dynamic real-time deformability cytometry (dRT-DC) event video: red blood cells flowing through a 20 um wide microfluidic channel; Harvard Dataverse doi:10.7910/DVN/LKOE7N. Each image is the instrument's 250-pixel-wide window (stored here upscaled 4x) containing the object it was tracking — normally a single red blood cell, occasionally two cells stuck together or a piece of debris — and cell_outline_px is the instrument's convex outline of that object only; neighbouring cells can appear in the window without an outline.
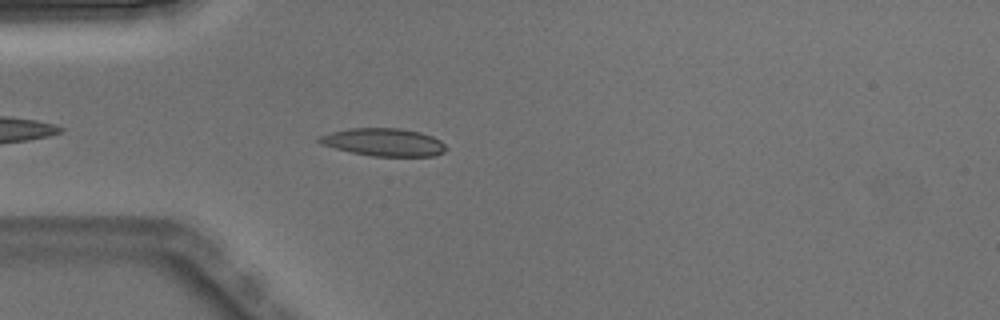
{"species": "Egyptian fruit bat (a non-hibernating species)", "species_latin": "Rousettus aegyptiacus", "temperature_condition": "warm", "stored_images_in_passage": 4, "camera_frame_rate_fps": 3000, "um_per_image_px": 0.085, "animal": {"sex": "male"}, "frame": {"image": 1, "passage_image": 4, "time_ms": 1.0, "image_size_px": [1000, 320], "cell_outline_px": [[448, 148], [444, 152], [436, 156], [372, 156], [352, 152], [320, 144], [316, 140], [316, 136], [348, 128], [400, 128], [420, 132], [432, 136], [440, 140]], "centroid_in_image_um": [32.61, 12.08], "position_along_channel_um": 52.4, "area_um2": 20.63}}